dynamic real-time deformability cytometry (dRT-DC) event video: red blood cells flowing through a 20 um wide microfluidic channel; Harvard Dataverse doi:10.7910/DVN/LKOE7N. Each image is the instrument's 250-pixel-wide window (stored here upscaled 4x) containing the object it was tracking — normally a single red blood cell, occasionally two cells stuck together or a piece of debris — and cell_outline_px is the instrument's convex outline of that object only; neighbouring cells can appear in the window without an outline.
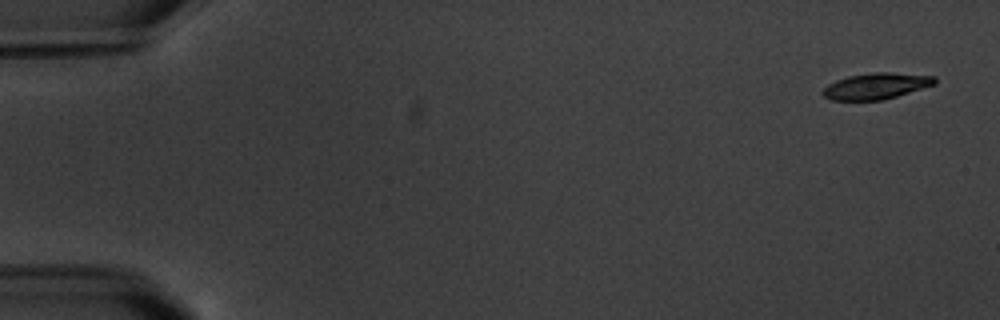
{"species": "common noctule bat (a hibernating species)", "species_latin": "Nyctalus noctula", "temperature_condition": "warm", "stored_images_in_passage": 4, "camera_frame_rate_fps": 3000, "um_per_image_px": 0.085, "animal": {"sex": "male", "body_mass_g": 20.1, "forearm_length_mm": 53.5}, "frame": {"image": 1, "passage_image": 1, "time_ms": 0.0, "image_size_px": [1000, 320], "cell_outline_px": [[936, 84], [896, 96], [880, 100], [832, 100], [824, 96], [820, 92], [828, 84], [836, 80], [848, 76], [872, 72], [892, 72], [936, 76]], "centroid_in_image_um": [74.47, 7.3], "position_along_channel_um": 10.5, "area_um2": 17.05}}